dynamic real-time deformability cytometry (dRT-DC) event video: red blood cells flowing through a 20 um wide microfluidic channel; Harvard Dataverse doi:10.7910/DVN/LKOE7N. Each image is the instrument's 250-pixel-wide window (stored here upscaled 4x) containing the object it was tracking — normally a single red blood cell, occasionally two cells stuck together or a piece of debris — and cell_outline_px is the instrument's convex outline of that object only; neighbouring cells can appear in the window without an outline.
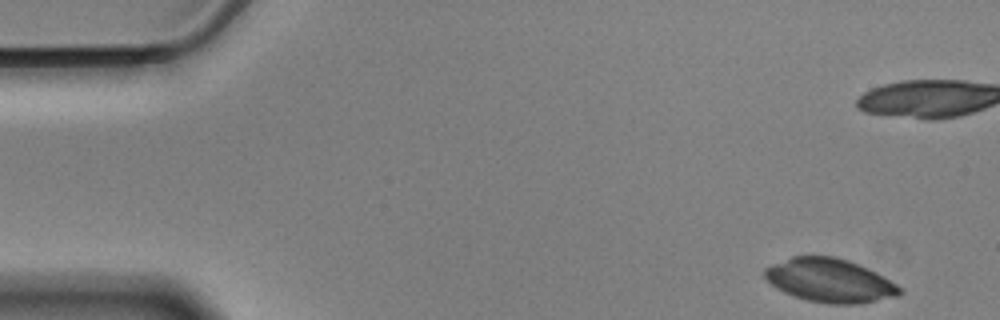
{"species": "Egyptian fruit bat (a non-hibernating species)", "species_latin": "Rousettus aegyptiacus", "temperature_condition": "cold", "stored_images_in_passage": 46, "camera_frame_rate_fps": 3000, "um_per_image_px": 0.085, "animal": {"sex": "male"}, "frame": {"image": 1, "passage_image": 1, "time_ms": 0.0, "image_size_px": [1000, 320], "cell_outline_px": [[904, 292], [900, 296], [860, 304], [828, 304], [808, 300], [792, 296], [776, 288], [764, 276], [764, 268], [792, 256], [836, 256], [860, 264], [876, 272], [896, 284]], "centroid_in_image_um": [70.56, 23.85], "position_along_channel_um": 14.4, "area_um2": 34.51}}